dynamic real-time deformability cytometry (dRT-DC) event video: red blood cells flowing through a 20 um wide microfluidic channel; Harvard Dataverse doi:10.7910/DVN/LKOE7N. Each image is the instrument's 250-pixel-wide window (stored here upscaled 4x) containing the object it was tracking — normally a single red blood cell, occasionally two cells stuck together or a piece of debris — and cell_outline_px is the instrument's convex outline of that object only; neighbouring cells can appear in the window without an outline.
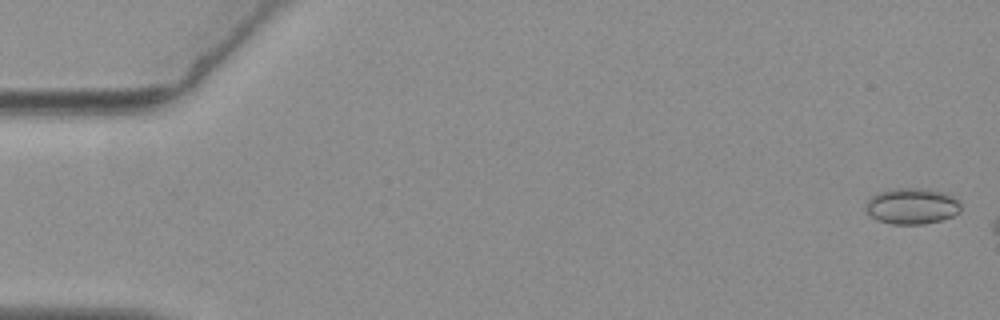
{"species": "common noctule bat (a hibernating species)", "species_latin": "Nyctalus noctula", "temperature_condition": "warm", "stored_images_in_passage": 8, "camera_frame_rate_fps": 3000, "um_per_image_px": 0.085, "animal": {"sex": "female", "body_mass_g": 19.3, "forearm_length_mm": 54.1}, "frame": {"image": 1, "passage_image": 2, "time_ms": 0.333, "image_size_px": [1000, 320], "cell_outline_px": [[960, 212], [952, 216], [940, 220], [924, 224], [892, 224], [876, 220], [864, 208], [864, 204], [876, 192], [892, 188], [924, 188], [944, 192], [956, 196], [960, 200]], "centroid_in_image_um": [77.52, 17.5], "position_along_channel_um": 7.5, "area_um2": 20.35}}